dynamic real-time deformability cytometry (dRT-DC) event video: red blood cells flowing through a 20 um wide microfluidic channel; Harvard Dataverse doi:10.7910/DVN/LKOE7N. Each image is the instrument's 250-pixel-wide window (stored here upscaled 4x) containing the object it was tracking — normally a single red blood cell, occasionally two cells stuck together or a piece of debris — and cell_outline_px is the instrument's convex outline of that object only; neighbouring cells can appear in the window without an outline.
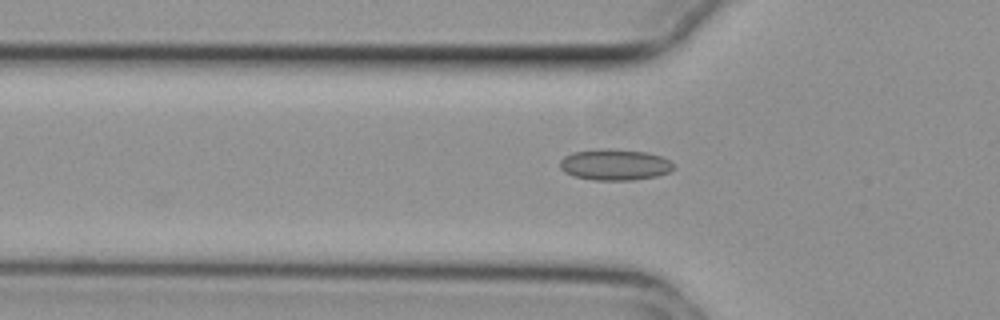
{"species": "common noctule bat (a hibernating species)", "species_latin": "Nyctalus noctula", "temperature_condition": "cold", "stored_images_in_passage": 29, "camera_frame_rate_fps": 3000, "um_per_image_px": 0.085, "animal": {"sex": "female", "body_mass_g": 29.2, "forearm_length_mm": 56.3}, "frame": {"image": 1, "passage_image": 2, "time_ms": 0.333, "image_size_px": [1000, 320], "cell_outline_px": [[676, 168], [668, 172], [656, 176], [632, 180], [592, 180], [572, 176], [564, 172], [560, 168], [560, 160], [564, 156], [572, 152], [604, 148], [608, 148], [648, 152], [660, 156], [676, 164]], "centroid_in_image_um": [52.25, 13.99], "position_along_channel_um": 73.6, "area_um2": 20.87}}
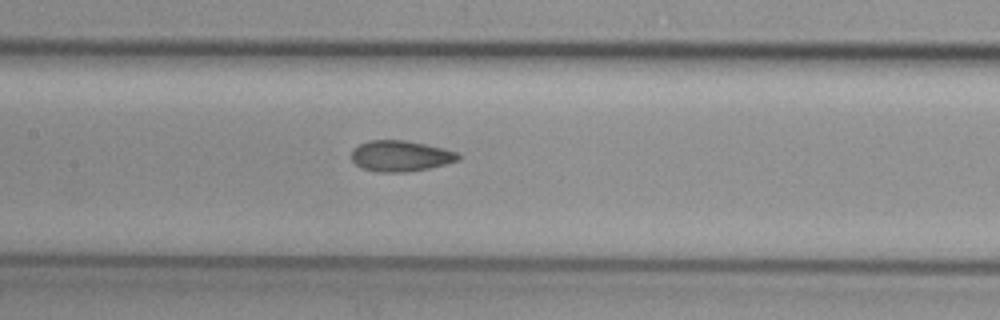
{"frame": {"image": 2, "passage_image": 10, "time_ms": 3.0, "image_size_px": [1000, 320], "cell_outline_px": [[460, 160], [428, 168], [404, 172], [376, 172], [364, 168], [356, 164], [352, 160], [352, 148], [368, 140], [404, 140], [444, 148], [460, 152]], "centroid_in_image_um": [34.06, 13.25], "position_along_channel_um": 173.3, "area_um2": 19.19}}
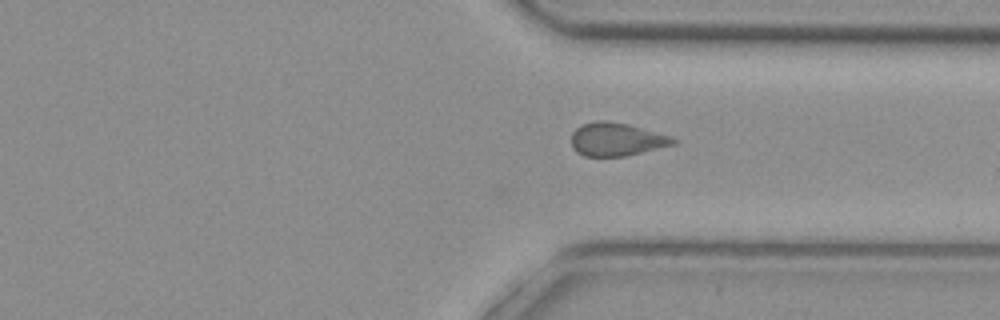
{"frame": {"image": 3, "passage_image": 25, "time_ms": 8.0, "image_size_px": [1000, 320], "cell_outline_px": [[676, 144], [624, 156], [584, 156], [576, 152], [572, 148], [572, 132], [580, 124], [600, 120], [604, 120], [628, 124], [672, 136], [676, 140]], "centroid_in_image_um": [52.38, 11.84], "position_along_channel_um": 359.0, "area_um2": 19.71}, "authors_computed_cell_mechanics": {"area_um2": 18.9006, "velocity_mm_per_s": 3.7078, "shape_relaxation_time_tau1_ms": null, "shape_relaxation_time_tau2_ms": 2.1852, "deformation_change_tau1": null, "deformation_change_tau2": 0.0831}}